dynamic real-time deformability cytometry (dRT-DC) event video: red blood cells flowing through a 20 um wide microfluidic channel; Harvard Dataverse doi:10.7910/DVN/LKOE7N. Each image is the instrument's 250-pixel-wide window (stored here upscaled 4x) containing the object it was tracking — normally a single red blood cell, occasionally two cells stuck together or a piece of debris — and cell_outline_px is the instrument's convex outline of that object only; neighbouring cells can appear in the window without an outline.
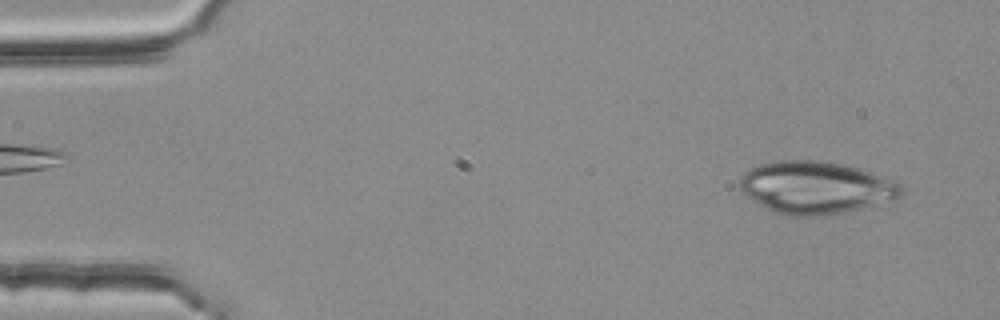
{"species": "common noctule bat (a hibernating species)", "species_latin": "Nyctalus noctula", "temperature_condition": "room temperature", "stored_images_in_passage": 3, "camera_frame_rate_fps": 3000, "um_per_image_px": 0.085, "animal": {"sex": "female", "body_mass_g": 25.1}, "frame": {"image": 1, "passage_image": 1, "time_ms": 0.0, "image_size_px": [1000, 320], "cell_outline_px": [[904, 192], [896, 200], [860, 208], [820, 216], [784, 216], [772, 212], [740, 192], [740, 180], [744, 172], [760, 164], [776, 160], [816, 160], [840, 164], [856, 168], [896, 180], [904, 188]], "centroid_in_image_um": [69.34, 15.95], "position_along_channel_um": 15.7, "area_um2": 49.42}}